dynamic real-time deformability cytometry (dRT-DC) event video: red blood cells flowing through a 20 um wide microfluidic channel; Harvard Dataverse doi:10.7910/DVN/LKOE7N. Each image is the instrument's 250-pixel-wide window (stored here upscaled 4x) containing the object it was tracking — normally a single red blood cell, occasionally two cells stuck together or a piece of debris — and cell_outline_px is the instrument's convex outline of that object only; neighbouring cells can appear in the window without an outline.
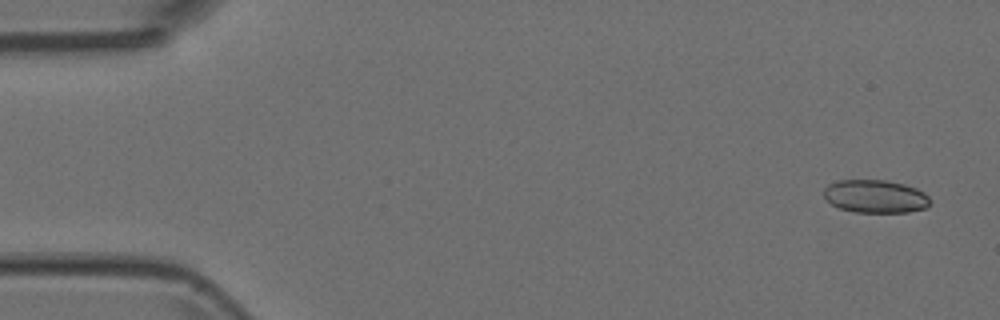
{"species": "Egyptian fruit bat (a non-hibernating species)", "species_latin": "Rousettus aegyptiacus", "temperature_condition": "room temperature", "stored_images_in_passage": 6, "camera_frame_rate_fps": 3000, "um_per_image_px": 0.085, "animal": {"sex": "female"}, "frame": {"image": 1, "passage_image": 1, "time_ms": 0.0, "image_size_px": [1000, 320], "cell_outline_px": [[932, 200], [928, 208], [908, 212], [856, 212], [840, 208], [832, 204], [824, 196], [824, 188], [828, 184], [840, 180], [888, 180], [904, 184], [916, 188], [924, 192]], "centroid_in_image_um": [74.45, 16.69], "position_along_channel_um": 10.5, "area_um2": 20.58}}
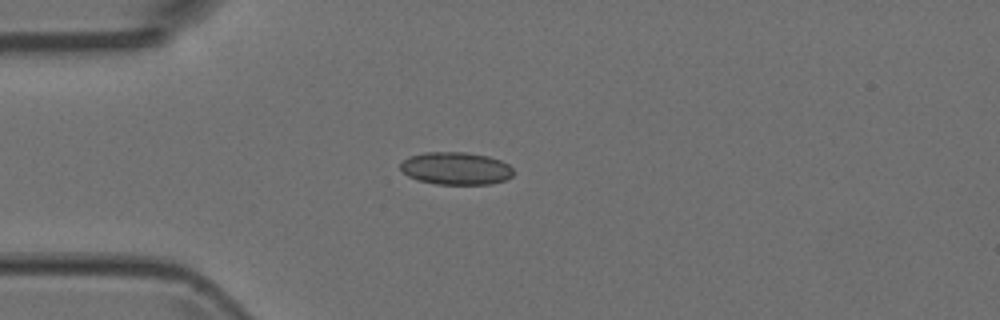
{"frame": {"image": 2, "passage_image": 4, "time_ms": 1.0, "image_size_px": [1000, 320], "cell_outline_px": [[512, 176], [504, 180], [492, 184], [436, 184], [416, 180], [408, 176], [400, 168], [400, 164], [408, 156], [424, 152], [464, 152], [488, 156], [500, 160], [508, 164], [512, 168]], "centroid_in_image_um": [38.73, 14.31], "position_along_channel_um": 46.3, "area_um2": 21.5}}
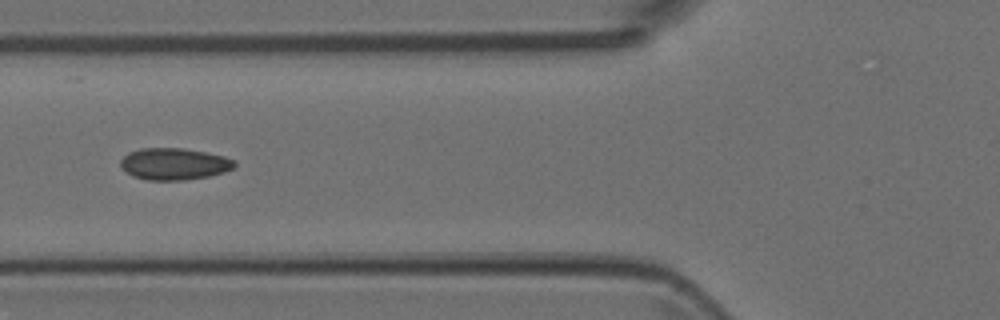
{"frame": {"image": 3, "passage_image": 6, "time_ms": 1.667, "image_size_px": [1000, 320], "cell_outline_px": [[236, 164], [232, 168], [224, 172], [208, 176], [184, 180], [148, 180], [132, 176], [120, 164], [120, 160], [128, 152], [140, 148], [184, 148], [224, 156], [236, 160]], "centroid_in_image_um": [14.8, 13.93], "position_along_channel_um": 111.0, "area_um2": 21.04}}